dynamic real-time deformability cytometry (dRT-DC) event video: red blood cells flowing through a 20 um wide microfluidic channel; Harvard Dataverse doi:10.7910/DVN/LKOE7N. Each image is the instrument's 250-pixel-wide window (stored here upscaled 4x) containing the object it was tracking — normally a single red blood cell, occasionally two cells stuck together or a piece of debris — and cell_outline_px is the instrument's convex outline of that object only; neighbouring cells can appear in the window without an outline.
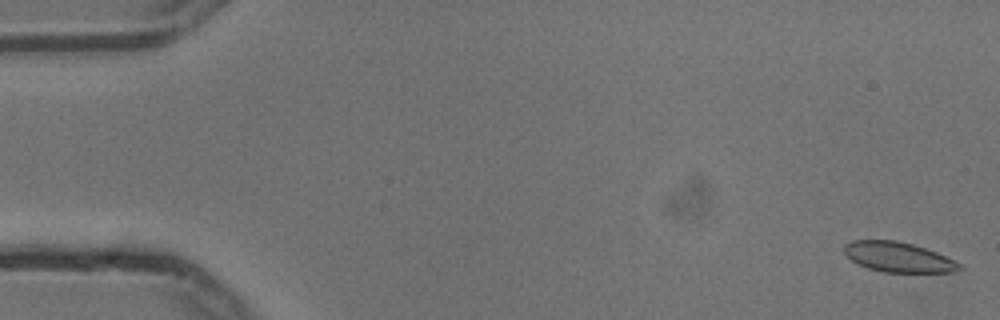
{"species": "common noctule bat (a hibernating species)", "species_latin": "Nyctalus noctula", "temperature_condition": "cold", "stored_images_in_passage": 56, "camera_frame_rate_fps": 3000, "um_per_image_px": 0.085, "animal": {"sex": "male", "body_mass_g": 13.3}, "frame": {"image": 1, "passage_image": 1, "time_ms": 0.0, "image_size_px": [1000, 320], "cell_outline_px": [[964, 268], [952, 272], [884, 272], [868, 268], [852, 260], [844, 252], [844, 244], [852, 240], [896, 240], [912, 244], [936, 252], [964, 264]], "centroid_in_image_um": [76.39, 21.85], "position_along_channel_um": 8.6, "area_um2": 20.11}}
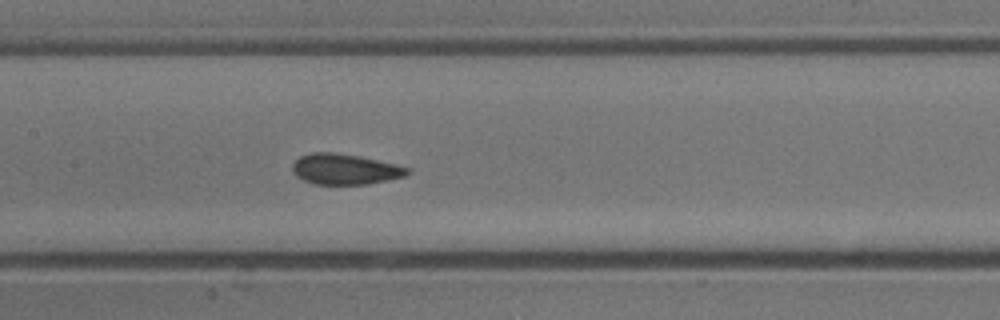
{"frame": {"image": 2, "passage_image": 26, "time_ms": 8.333, "image_size_px": [1000, 320], "cell_outline_px": [[412, 172], [404, 176], [368, 184], [316, 184], [304, 180], [296, 176], [292, 172], [292, 164], [300, 156], [312, 152], [332, 152], [360, 156], [412, 168]], "centroid_in_image_um": [29.32, 14.37], "position_along_channel_um": 178.1, "area_um2": 20.52}}
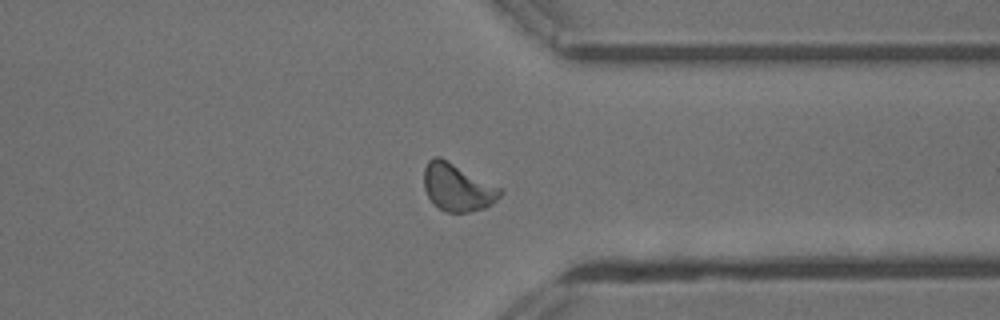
{"frame": {"image": 3, "passage_image": 42, "time_ms": 13.667, "image_size_px": [1000, 320], "cell_outline_px": [[504, 192], [492, 204], [484, 208], [468, 212], [444, 212], [428, 196], [424, 188], [424, 168], [428, 160], [436, 156], [440, 156], [504, 188]], "centroid_in_image_um": [38.93, 15.9], "position_along_channel_um": 372.5, "area_um2": 21.33}, "authors_computed_cell_mechanics": {"area_um2": 20.4612, "velocity_mm_per_s": 3.7067, "shape_relaxation_time_tau1_ms": 3.2326, "shape_relaxation_time_tau2_ms": 0.9077, "deformation_change_tau1": 0.0846, "deformation_change_tau2": 0.0334}}